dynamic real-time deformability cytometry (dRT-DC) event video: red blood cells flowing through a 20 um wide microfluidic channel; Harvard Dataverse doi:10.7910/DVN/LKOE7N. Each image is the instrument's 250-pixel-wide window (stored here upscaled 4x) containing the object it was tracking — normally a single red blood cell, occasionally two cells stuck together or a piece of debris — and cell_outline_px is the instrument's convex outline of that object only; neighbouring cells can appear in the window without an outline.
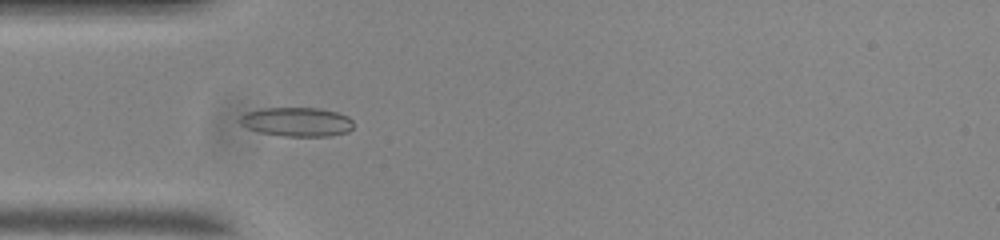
{"species": "common noctule bat (a hibernating species)", "species_latin": "Nyctalus noctula", "temperature_condition": "room temperature", "stored_images_in_passage": 52, "camera_frame_rate_fps": 3000, "um_per_image_px": 0.085, "animal": {"sex": "male", "body_mass_g": 20.0, "forearm_length_mm": 53.3}, "frame": {"image": 1, "passage_image": 13, "time_ms": 4.0, "image_size_px": [1000, 240], "cell_outline_px": [[352, 128], [348, 132], [328, 136], [284, 136], [260, 132], [248, 128], [240, 124], [236, 120], [240, 116], [248, 112], [264, 108], [320, 108], [336, 112], [348, 116], [352, 120]], "centroid_in_image_um": [25.22, 10.36], "position_along_channel_um": 59.8, "area_um2": 19.25}}
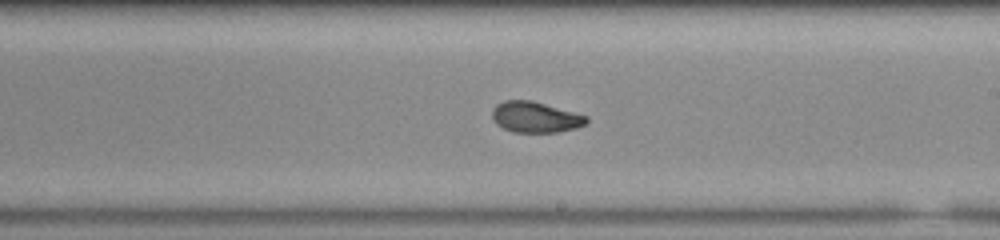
{"frame": {"image": 2, "passage_image": 28, "time_ms": 9.0, "image_size_px": [1000, 240], "cell_outline_px": [[588, 124], [576, 128], [560, 132], [512, 132], [496, 124], [492, 120], [492, 108], [496, 104], [504, 100], [532, 100], [588, 116]], "centroid_in_image_um": [45.5, 9.95], "position_along_channel_um": 243.5, "area_um2": 17.17}}
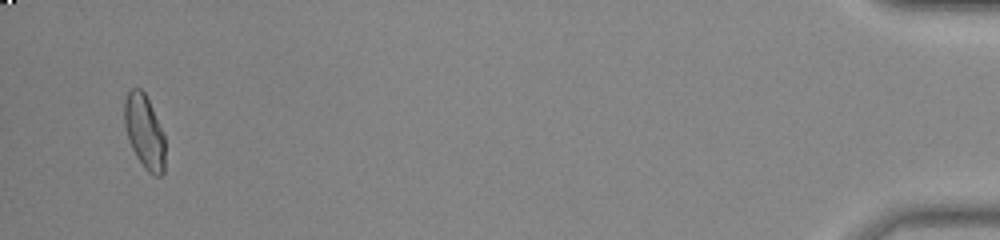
{"frame": {"image": 3, "passage_image": 50, "time_ms": 16.333, "image_size_px": [1000, 240], "cell_outline_px": [[164, 172], [160, 176], [152, 176], [144, 168], [136, 156], [128, 140], [124, 124], [124, 100], [128, 92], [132, 88], [140, 88], [144, 92], [164, 132]], "centroid_in_image_um": [12.27, 11.21], "position_along_channel_um": 422.9, "area_um2": 17.63}, "authors_computed_cell_mechanics": {"area_um2": 17.3111, "velocity_mm_per_s": 3.69, "shape_relaxation_time_tau1_ms": 4.7995, "shape_relaxation_time_tau2_ms": 1.7671, "deformation_change_tau1": 0.1712, "deformation_change_tau2": 0.0654}}